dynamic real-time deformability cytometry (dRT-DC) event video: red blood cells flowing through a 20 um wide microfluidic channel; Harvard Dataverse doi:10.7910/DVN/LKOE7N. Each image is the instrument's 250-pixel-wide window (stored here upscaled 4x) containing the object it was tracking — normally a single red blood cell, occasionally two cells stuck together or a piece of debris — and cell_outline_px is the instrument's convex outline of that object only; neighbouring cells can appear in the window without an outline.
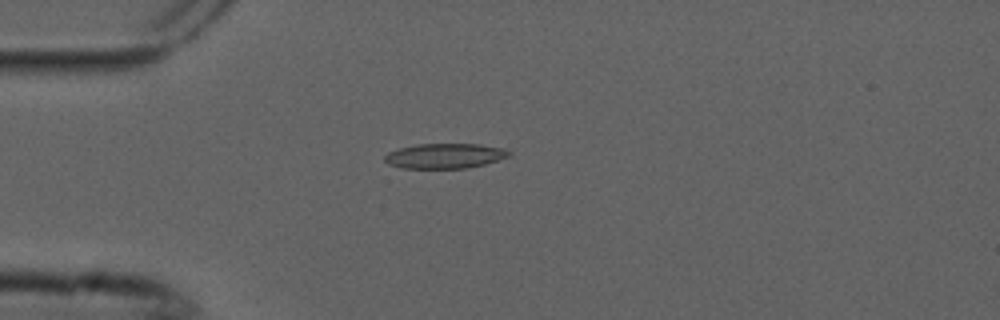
{"species": "common noctule bat (a hibernating species)", "species_latin": "Nyctalus noctula", "temperature_condition": "cold", "stored_images_in_passage": 5, "camera_frame_rate_fps": 3000, "um_per_image_px": 0.085, "animal": {"sex": "male", "forearm_length_mm": 52.5}, "frame": {"image": 1, "passage_image": 5, "time_ms": 1.333, "image_size_px": [1000, 320], "cell_outline_px": [[512, 156], [484, 164], [468, 168], [400, 168], [388, 164], [384, 160], [384, 156], [388, 152], [400, 148], [416, 144], [480, 144], [504, 148], [512, 152]], "centroid_in_image_um": [37.84, 13.25], "position_along_channel_um": 47.2, "area_um2": 18.26}}